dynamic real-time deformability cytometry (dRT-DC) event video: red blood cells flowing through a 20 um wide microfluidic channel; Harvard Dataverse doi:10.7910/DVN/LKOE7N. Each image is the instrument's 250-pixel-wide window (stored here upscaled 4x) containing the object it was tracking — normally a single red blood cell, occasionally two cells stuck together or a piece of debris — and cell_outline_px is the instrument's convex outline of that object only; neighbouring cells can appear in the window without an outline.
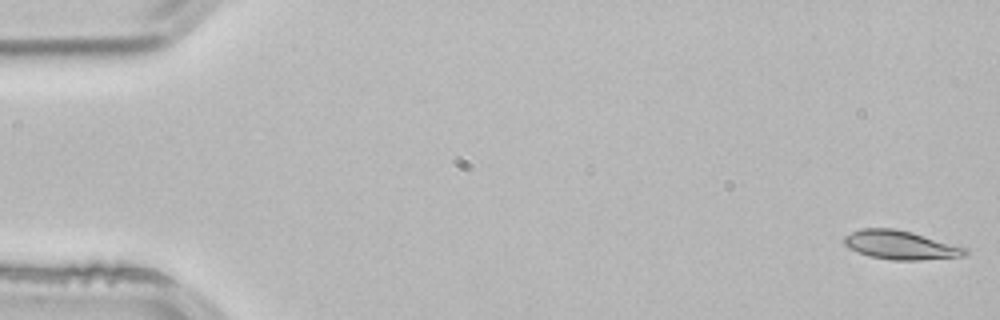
{"species": "common noctule bat (a hibernating species)", "species_latin": "Nyctalus noctula", "temperature_condition": "room temperature", "stored_images_in_passage": 4, "camera_frame_rate_fps": 3000, "um_per_image_px": 0.085, "animal": {"sex": "male", "body_mass_g": 21.5, "forearm_length_mm": 52.0}, "frame": {"image": 1, "passage_image": 1, "time_ms": 0.0, "image_size_px": [1000, 320], "cell_outline_px": [[968, 256], [920, 260], [892, 260], [868, 256], [848, 248], [844, 244], [844, 236], [860, 228], [892, 228], [912, 232], [968, 248]], "centroid_in_image_um": [76.56, 20.83], "position_along_channel_um": 8.4, "area_um2": 20.46}}
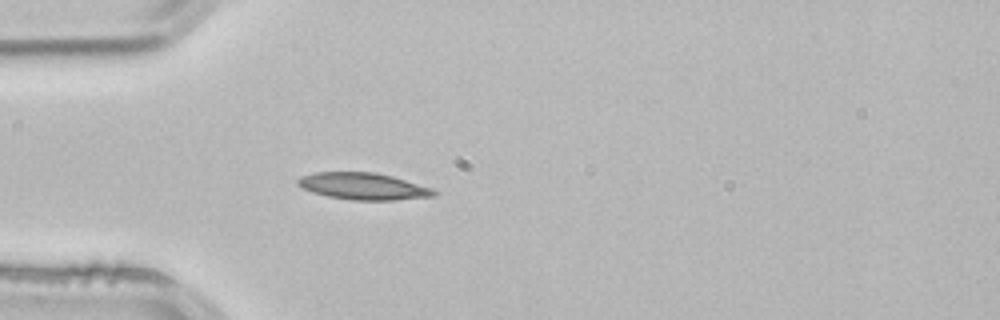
{"frame": {"image": 2, "passage_image": 4, "time_ms": 1.0, "image_size_px": [1000, 320], "cell_outline_px": [[440, 192], [436, 196], [392, 200], [352, 200], [328, 196], [312, 192], [296, 184], [296, 180], [300, 176], [316, 172], [376, 172], [392, 176], [432, 188]], "centroid_in_image_um": [30.89, 15.83], "position_along_channel_um": 54.1, "area_um2": 21.33}}